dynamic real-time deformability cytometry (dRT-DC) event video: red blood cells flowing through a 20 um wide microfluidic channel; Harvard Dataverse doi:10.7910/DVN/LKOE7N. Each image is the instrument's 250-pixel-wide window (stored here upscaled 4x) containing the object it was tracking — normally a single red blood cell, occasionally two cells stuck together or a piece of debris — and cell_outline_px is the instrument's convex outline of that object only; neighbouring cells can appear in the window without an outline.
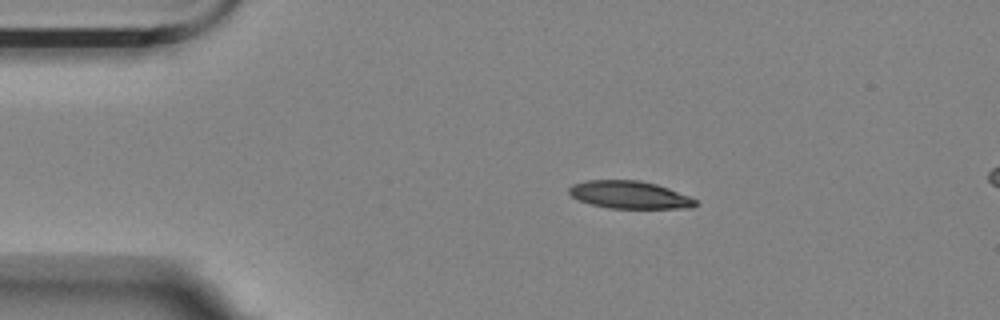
{"species": "Egyptian fruit bat (a non-hibernating species)", "species_latin": "Rousettus aegyptiacus", "temperature_condition": "room temperature", "stored_images_in_passage": 10, "segment_of_instrument_passage": [2, 2], "camera_frame_rate_fps": 3000, "um_per_image_px": 0.085, "animal": {"sex": "female"}, "frame": {"image": 1, "passage_image": 10, "time_ms": 3.0, "image_size_px": [1000, 320], "cell_outline_px": [[696, 204], [692, 208], [608, 208], [592, 204], [580, 200], [572, 196], [568, 192], [568, 188], [572, 184], [588, 180], [640, 180], [656, 184], [668, 188], [688, 196], [696, 200]], "centroid_in_image_um": [53.49, 16.55], "position_along_channel_um": 31.5, "area_um2": 20.17}}